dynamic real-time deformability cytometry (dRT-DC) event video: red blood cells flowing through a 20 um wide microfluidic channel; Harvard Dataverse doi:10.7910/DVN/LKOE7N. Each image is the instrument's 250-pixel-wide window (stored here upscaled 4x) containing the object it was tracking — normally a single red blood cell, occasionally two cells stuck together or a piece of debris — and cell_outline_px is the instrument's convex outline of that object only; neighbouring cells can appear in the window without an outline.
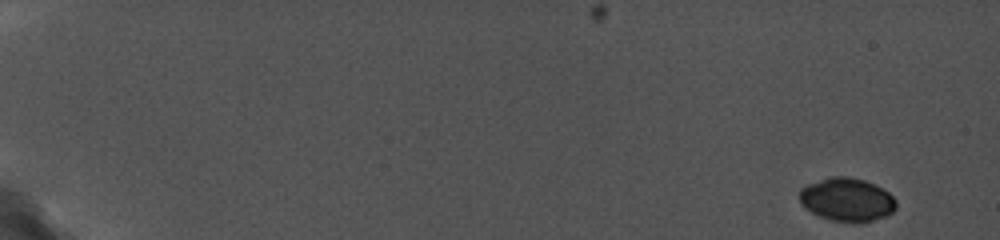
{"species": "common noctule bat (a hibernating species)", "species_latin": "Nyctalus noctula", "temperature_condition": "cold", "stored_images_in_passage": 12, "camera_frame_rate_fps": 5000, "um_per_image_px": 0.085, "animal": {"sex": "female", "body_mass_g": 19.0, "forearm_length_mm": 56.7}, "frame": {"image": 1, "passage_image": 1, "time_ms": 0.0, "image_size_px": [1000, 240], "cell_outline_px": [[896, 208], [892, 212], [884, 216], [872, 220], [828, 220], [804, 208], [800, 204], [800, 188], [808, 184], [828, 176], [848, 176], [864, 180], [888, 192], [896, 200]], "centroid_in_image_um": [71.94, 16.93], "position_along_channel_um": 13.1, "area_um2": 23.99}}
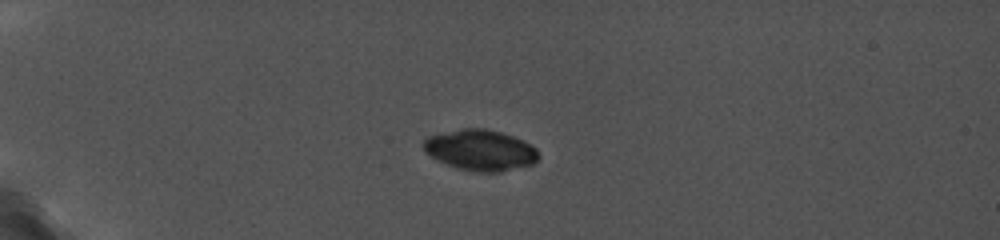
{"frame": {"image": 2, "passage_image": 7, "time_ms": 4.6, "image_size_px": [1000, 240], "cell_outline_px": [[540, 156], [532, 164], [500, 172], [472, 172], [456, 168], [436, 160], [424, 148], [424, 140], [428, 136], [464, 128], [484, 128], [500, 132], [524, 140], [532, 144], [536, 148]], "centroid_in_image_um": [40.86, 12.77], "position_along_channel_um": 44.1, "area_um2": 27.34}}